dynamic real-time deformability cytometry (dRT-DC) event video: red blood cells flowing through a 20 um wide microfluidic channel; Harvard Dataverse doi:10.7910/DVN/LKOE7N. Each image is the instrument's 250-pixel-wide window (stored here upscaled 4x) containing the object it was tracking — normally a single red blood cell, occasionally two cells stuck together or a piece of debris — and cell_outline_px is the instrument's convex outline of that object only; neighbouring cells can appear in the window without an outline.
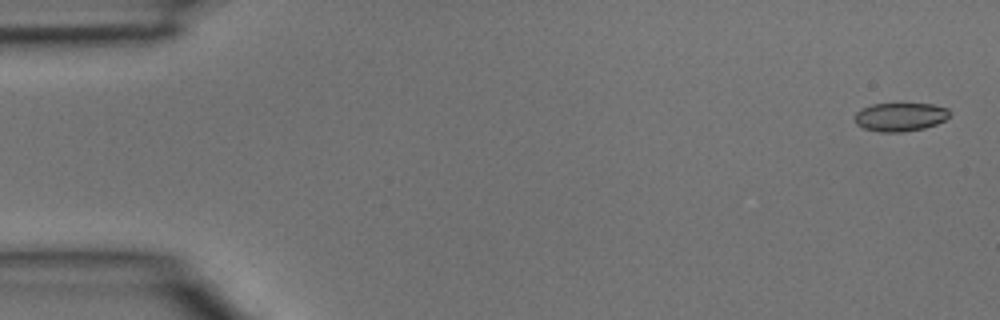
{"species": "common noctule bat (a hibernating species)", "species_latin": "Nyctalus noctula", "temperature_condition": "room temperature", "stored_images_in_passage": 3, "camera_frame_rate_fps": 3000, "um_per_image_px": 0.085, "animal": {"sex": "male", "body_mass_g": 15.6}, "frame": {"image": 1, "passage_image": 1, "time_ms": 0.0, "image_size_px": [1000, 320], "cell_outline_px": [[952, 112], [944, 120], [936, 124], [924, 128], [900, 132], [880, 132], [864, 128], [856, 124], [856, 112], [872, 104], [932, 104], [948, 108]], "centroid_in_image_um": [76.55, 9.94], "position_along_channel_um": 8.5, "area_um2": 15.61}}
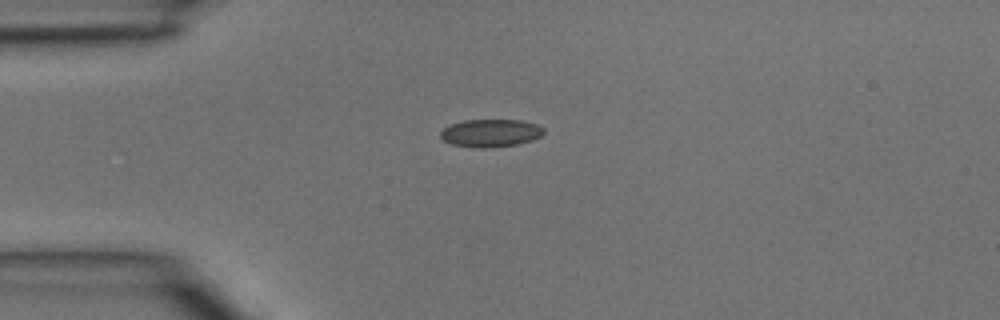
{"frame": {"image": 2, "passage_image": 3, "time_ms": 0.667, "image_size_px": [1000, 320], "cell_outline_px": [[544, 132], [540, 136], [532, 140], [516, 144], [488, 148], [480, 148], [452, 144], [444, 140], [440, 136], [440, 132], [444, 128], [452, 124], [464, 120], [520, 120], [536, 124], [544, 128]], "centroid_in_image_um": [41.71, 11.3], "position_along_channel_um": 43.3, "area_um2": 16.53}}